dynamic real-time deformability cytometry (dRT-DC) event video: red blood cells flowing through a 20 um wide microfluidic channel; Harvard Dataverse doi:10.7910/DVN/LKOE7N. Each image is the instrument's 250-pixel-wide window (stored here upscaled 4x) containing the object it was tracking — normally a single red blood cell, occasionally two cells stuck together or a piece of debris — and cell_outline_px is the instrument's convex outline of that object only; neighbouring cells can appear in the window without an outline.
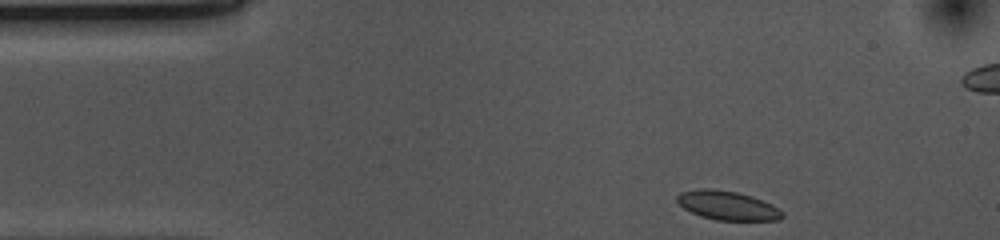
{"species": "common noctule bat (a hibernating species)", "species_latin": "Nyctalus noctula", "temperature_condition": "cold", "stored_images_in_passage": 37, "camera_frame_rate_fps": 3000, "um_per_image_px": 0.085, "animal": {"sex": "female", "body_mass_g": 10.0, "forearm_length_mm": 53.1}, "frame": {"image": 1, "passage_image": 1, "time_ms": 0.0, "image_size_px": [1000, 240], "cell_outline_px": [[784, 216], [780, 220], [716, 220], [700, 216], [684, 208], [676, 200], [676, 196], [680, 192], [700, 188], [712, 188], [736, 192], [752, 196], [772, 204], [784, 212]], "centroid_in_image_um": [61.84, 17.46], "position_along_channel_um": 23.2, "area_um2": 17.86}}
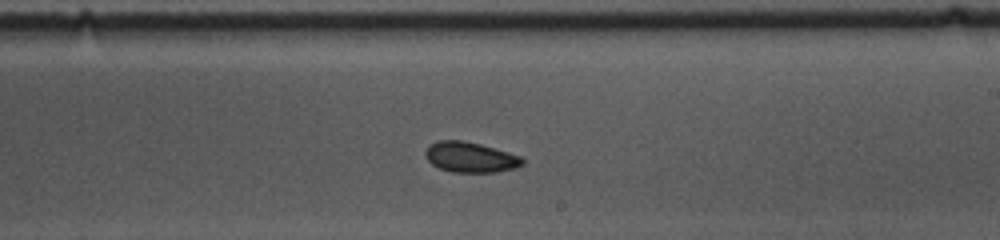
{"frame": {"image": 2, "passage_image": 24, "time_ms": 7.667, "image_size_px": [1000, 240], "cell_outline_px": [[524, 164], [516, 168], [496, 172], [452, 172], [440, 168], [432, 164], [424, 156], [424, 152], [428, 144], [436, 140], [464, 140], [480, 144], [508, 152], [520, 156], [524, 160]], "centroid_in_image_um": [39.95, 13.35], "position_along_channel_um": 249.1, "area_um2": 17.34}}
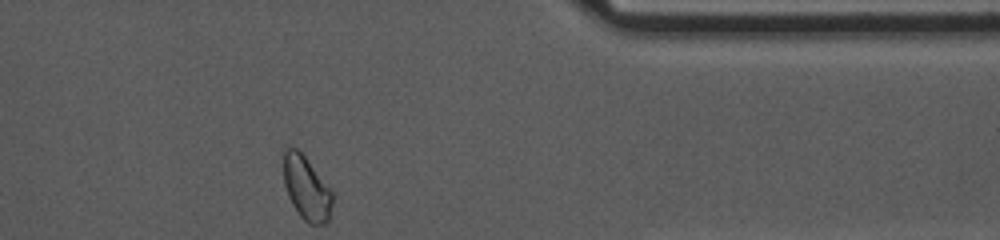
{"frame": {"image": 3, "passage_image": 37, "time_ms": 12.0, "image_size_px": [1000, 240], "cell_outline_px": [[332, 204], [328, 220], [324, 224], [308, 224], [300, 216], [292, 204], [288, 196], [284, 184], [284, 148], [288, 144], [296, 148], [304, 156], [332, 192]], "centroid_in_image_um": [26.02, 15.99], "position_along_channel_um": 385.4, "area_um2": 17.92}}